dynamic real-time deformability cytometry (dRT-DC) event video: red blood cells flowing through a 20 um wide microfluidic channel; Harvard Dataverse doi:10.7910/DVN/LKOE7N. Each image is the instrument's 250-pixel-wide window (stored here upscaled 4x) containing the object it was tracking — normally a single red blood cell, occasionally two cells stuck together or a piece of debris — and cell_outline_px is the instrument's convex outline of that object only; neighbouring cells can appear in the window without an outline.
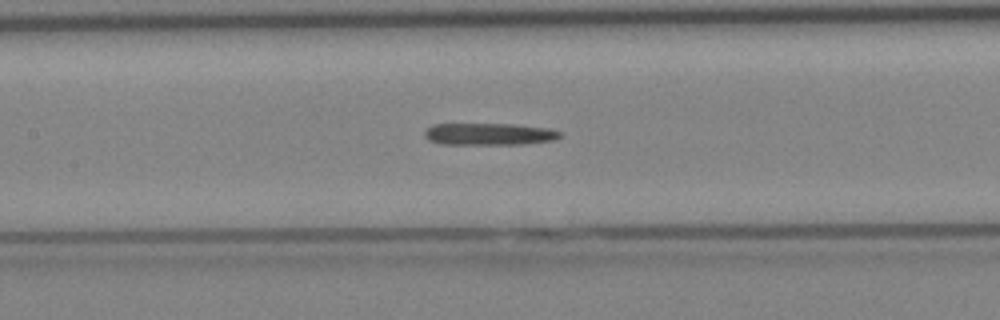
{"species": "Egyptian fruit bat (a non-hibernating species)", "species_latin": "Rousettus aegyptiacus", "temperature_condition": "cold", "stored_images_in_passage": 40, "camera_frame_rate_fps": 3000, "um_per_image_px": 0.085, "animal": {"sex": "female"}, "frame": {"image": 1, "passage_image": 18, "time_ms": 5.667, "image_size_px": [1000, 320], "cell_outline_px": [[564, 132], [560, 136], [552, 140], [524, 144], [440, 144], [428, 140], [424, 136], [424, 132], [432, 124], [516, 124], [552, 128]], "centroid_in_image_um": [41.6, 11.39], "position_along_channel_um": 165.8, "area_um2": 17.57}}